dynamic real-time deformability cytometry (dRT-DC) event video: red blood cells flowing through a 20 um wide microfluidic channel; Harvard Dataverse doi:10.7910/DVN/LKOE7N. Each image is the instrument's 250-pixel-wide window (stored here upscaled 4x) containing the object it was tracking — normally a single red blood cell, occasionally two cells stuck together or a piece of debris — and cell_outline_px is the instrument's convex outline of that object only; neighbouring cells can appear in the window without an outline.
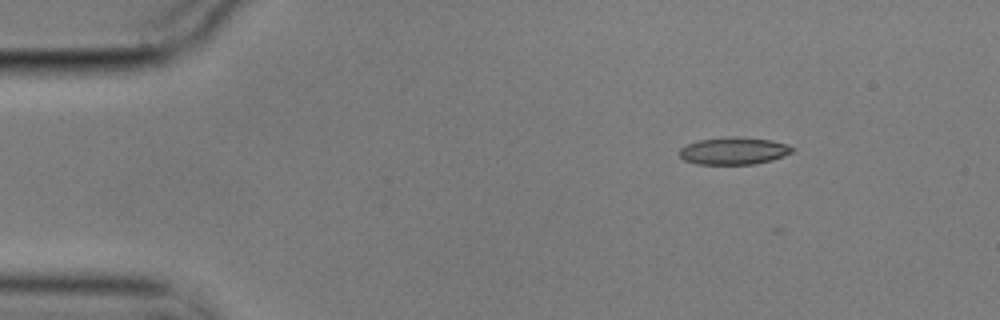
{"species": "common noctule bat (a hibernating species)", "species_latin": "Nyctalus noctula", "temperature_condition": "cold", "stored_images_in_passage": 13, "camera_frame_rate_fps": 3000, "um_per_image_px": 0.085, "animal": {"sex": "male", "body_mass_g": 17.9}, "frame": {"image": 1, "passage_image": 1, "time_ms": 0.0, "image_size_px": [1000, 320], "cell_outline_px": [[796, 148], [792, 152], [772, 160], [752, 164], [696, 164], [684, 160], [680, 156], [680, 148], [688, 144], [700, 140], [732, 136], [736, 136], [772, 140], [788, 144]], "centroid_in_image_um": [62.4, 12.82], "position_along_channel_um": 22.6, "area_um2": 17.92}}
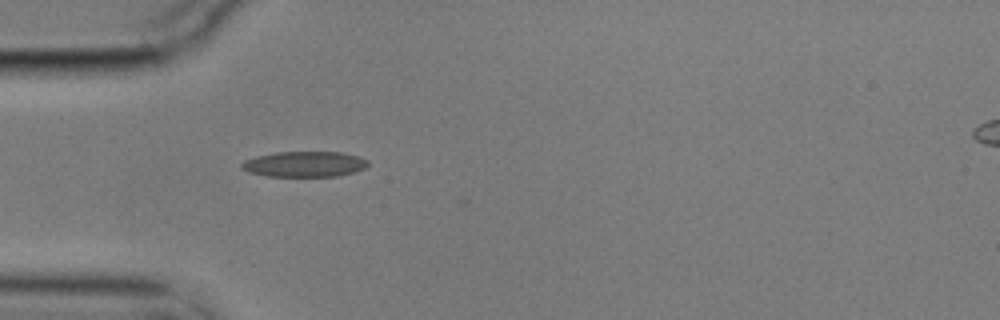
{"frame": {"image": 2, "passage_image": 10, "time_ms": 3.0, "image_size_px": [1000, 320], "cell_outline_px": [[368, 164], [364, 168], [352, 172], [336, 176], [268, 176], [248, 172], [240, 168], [240, 164], [244, 160], [256, 156], [276, 152], [340, 152], [356, 156], [368, 160]], "centroid_in_image_um": [25.82, 13.95], "position_along_channel_um": 59.2, "area_um2": 18.67}}